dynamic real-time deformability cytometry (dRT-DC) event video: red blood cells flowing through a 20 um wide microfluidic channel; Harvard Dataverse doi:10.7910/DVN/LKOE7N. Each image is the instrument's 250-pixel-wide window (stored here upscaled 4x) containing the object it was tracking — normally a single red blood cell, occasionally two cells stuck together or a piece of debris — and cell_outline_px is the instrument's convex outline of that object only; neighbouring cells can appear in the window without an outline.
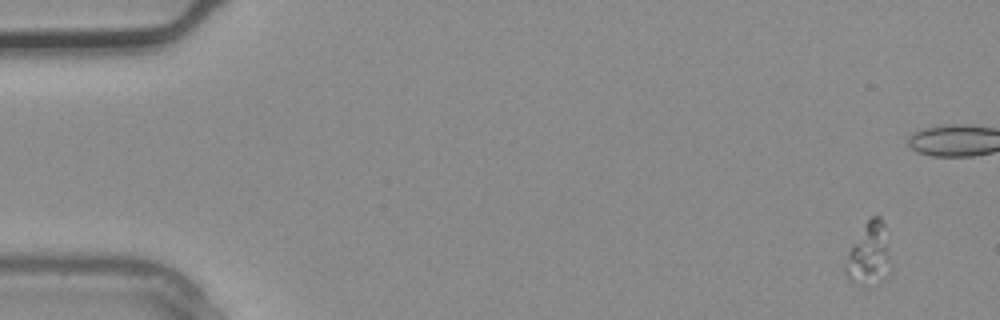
{"species": "common noctule bat (a hibernating species)", "species_latin": "Nyctalus noctula", "temperature_condition": "warm", "stored_images_in_passage": 4, "camera_frame_rate_fps": 3000, "um_per_image_px": 0.085, "animal": {"sex": "male", "body_mass_g": 20.4}, "frame": {"image": 1, "passage_image": 1, "time_ms": 0.0, "image_size_px": [1000, 320], "cell_outline_px": [[888, 260], [868, 280], [860, 284], [852, 280], [844, 272], [844, 268], [848, 252], [864, 224], [872, 216], [880, 216], [884, 224]], "centroid_in_image_um": [73.72, 21.38], "position_along_channel_um": 11.3, "area_um2": 13.99}}